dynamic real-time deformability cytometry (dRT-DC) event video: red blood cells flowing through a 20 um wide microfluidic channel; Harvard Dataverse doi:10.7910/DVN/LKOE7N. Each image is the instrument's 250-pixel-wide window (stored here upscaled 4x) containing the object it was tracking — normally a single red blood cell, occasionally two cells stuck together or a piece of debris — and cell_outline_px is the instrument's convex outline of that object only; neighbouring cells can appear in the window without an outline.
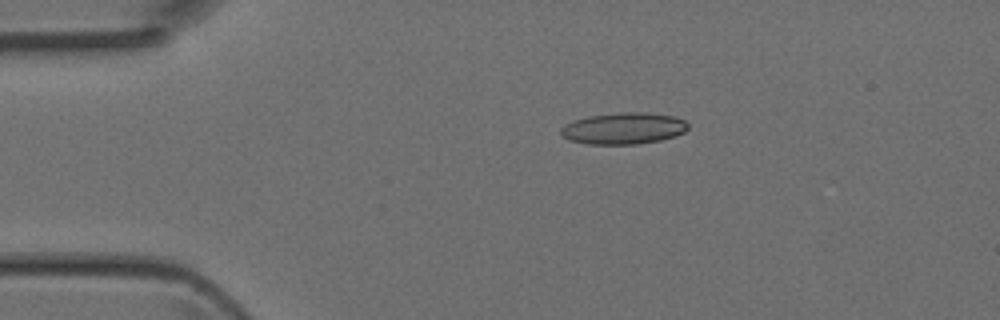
{"species": "Egyptian fruit bat (a non-hibernating species)", "species_latin": "Rousettus aegyptiacus", "temperature_condition": "room temperature", "stored_images_in_passage": 2, "camera_frame_rate_fps": 3000, "um_per_image_px": 0.085, "animal": {"sex": "female"}, "frame": {"image": 1, "passage_image": 1, "time_ms": 0.0, "image_size_px": [1000, 320], "cell_outline_px": [[688, 128], [684, 132], [660, 140], [636, 144], [588, 144], [568, 140], [560, 132], [560, 128], [564, 124], [588, 116], [624, 112], [636, 112], [676, 116], [684, 120], [688, 124]], "centroid_in_image_um": [52.99, 10.91], "position_along_channel_um": 32.0, "area_um2": 23.18}}